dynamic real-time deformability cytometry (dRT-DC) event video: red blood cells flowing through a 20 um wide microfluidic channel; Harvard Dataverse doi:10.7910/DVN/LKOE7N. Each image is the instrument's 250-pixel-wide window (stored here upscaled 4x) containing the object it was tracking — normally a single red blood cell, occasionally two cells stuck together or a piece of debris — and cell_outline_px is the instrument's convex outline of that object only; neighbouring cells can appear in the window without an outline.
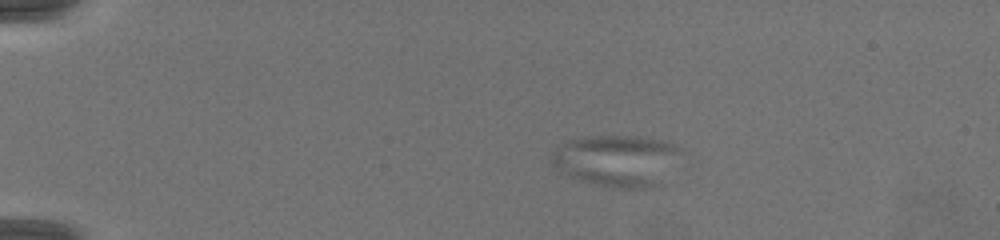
{"species": "common noctule bat (a hibernating species)", "species_latin": "Nyctalus noctula", "temperature_condition": "warm", "stored_images_in_passage": 69, "camera_frame_rate_fps": 3000, "um_per_image_px": 0.085, "animal": {"sex": "female", "body_mass_g": 19.5, "forearm_length_mm": 54.1}, "frame": {"image": 1, "passage_image": 33, "time_ms": 5.0, "image_size_px": [1000, 240], "cell_outline_px": [[676, 148], [652, 184], [636, 188], [612, 188], [596, 184], [568, 176], [552, 164], [552, 156], [576, 140], [600, 136], [632, 136], [660, 140], [672, 144]], "centroid_in_image_um": [52.24, 13.64], "position_along_channel_um": 32.8, "area_um2": 34.97}}
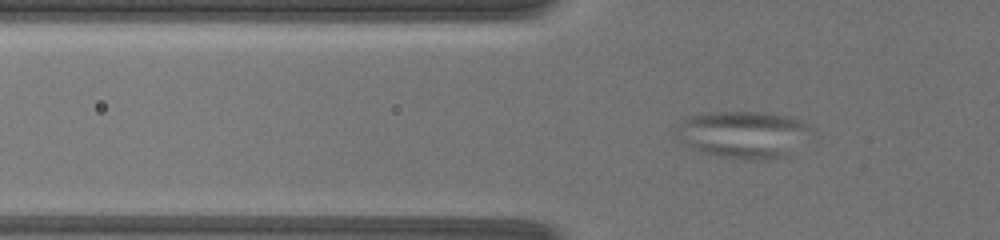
{"frame": {"image": 2, "passage_image": 49, "time_ms": 7.667, "image_size_px": [1000, 240], "cell_outline_px": [[804, 124], [788, 156], [764, 160], [744, 160], [720, 156], [700, 152], [680, 140], [676, 136], [676, 128], [692, 116], [708, 112], [764, 112], [788, 116]], "centroid_in_image_um": [62.99, 11.44], "position_along_channel_um": 62.8, "area_um2": 35.2}}
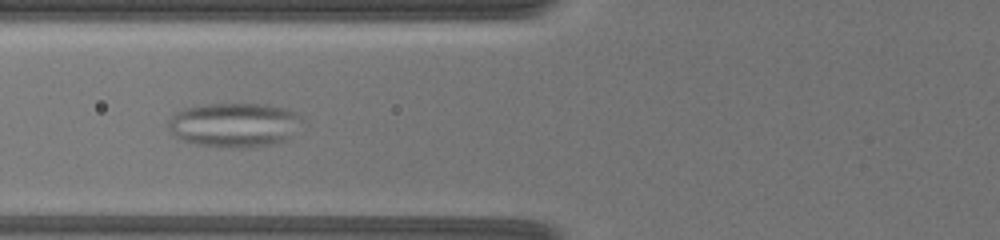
{"frame": {"image": 3, "passage_image": 55, "time_ms": 9.0, "image_size_px": [1000, 240], "cell_outline_px": [[296, 112], [288, 140], [276, 144], [256, 148], [228, 148], [196, 144], [172, 136], [168, 124], [168, 120], [176, 112], [184, 108], [204, 104], [264, 104], [284, 108]], "centroid_in_image_um": [19.79, 10.64], "position_along_channel_um": 106.0, "area_um2": 34.1}}